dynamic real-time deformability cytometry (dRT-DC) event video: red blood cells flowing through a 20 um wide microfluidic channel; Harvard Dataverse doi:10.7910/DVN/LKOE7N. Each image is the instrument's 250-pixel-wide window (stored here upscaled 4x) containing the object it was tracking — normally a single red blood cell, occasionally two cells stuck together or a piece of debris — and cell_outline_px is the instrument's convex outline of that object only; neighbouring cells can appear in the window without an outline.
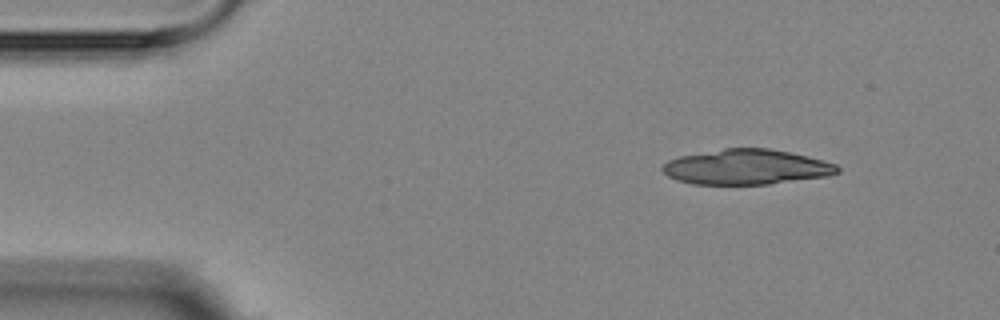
{"species": "Egyptian fruit bat (a non-hibernating species)", "species_latin": "Rousettus aegyptiacus", "temperature_condition": "room temperature", "stored_images_in_passage": 7, "camera_frame_rate_fps": 3000, "um_per_image_px": 0.085, "animal": {"sex": "female"}, "frame": {"image": 1, "passage_image": 1, "time_ms": 0.0, "image_size_px": [1000, 320], "cell_outline_px": [[840, 172], [828, 176], [768, 184], [692, 184], [676, 180], [668, 176], [660, 168], [668, 160], [680, 156], [724, 148], [768, 148], [808, 156], [824, 160], [836, 164], [840, 168]], "centroid_in_image_um": [63.45, 14.19], "position_along_channel_um": 21.5, "area_um2": 35.84}}
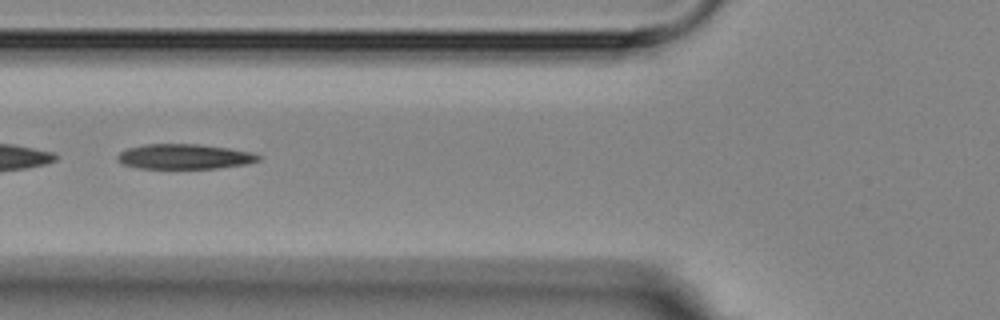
{"frame": {"image": 2, "passage_image": 5, "time_ms": 4.667, "image_size_px": [1000, 320], "cell_outline_px": [[260, 160], [244, 164], [216, 168], [140, 168], [124, 164], [116, 160], [116, 156], [120, 152], [128, 148], [144, 144], [200, 144], [228, 148], [252, 152], [260, 156]], "centroid_in_image_um": [15.65, 13.3], "position_along_channel_um": 110.1, "area_um2": 20.4}}
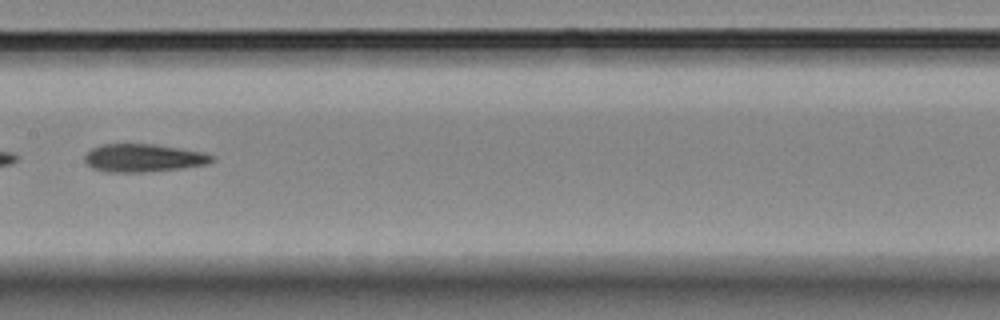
{"frame": {"image": 3, "passage_image": 7, "time_ms": 7.0, "image_size_px": [1000, 320], "cell_outline_px": [[216, 160], [208, 164], [184, 168], [144, 172], [104, 172], [92, 168], [84, 164], [84, 156], [92, 148], [100, 144], [152, 144], [180, 148], [204, 152], [216, 156]], "centroid_in_image_um": [12.2, 13.43], "position_along_channel_um": 195.2, "area_um2": 21.1}}